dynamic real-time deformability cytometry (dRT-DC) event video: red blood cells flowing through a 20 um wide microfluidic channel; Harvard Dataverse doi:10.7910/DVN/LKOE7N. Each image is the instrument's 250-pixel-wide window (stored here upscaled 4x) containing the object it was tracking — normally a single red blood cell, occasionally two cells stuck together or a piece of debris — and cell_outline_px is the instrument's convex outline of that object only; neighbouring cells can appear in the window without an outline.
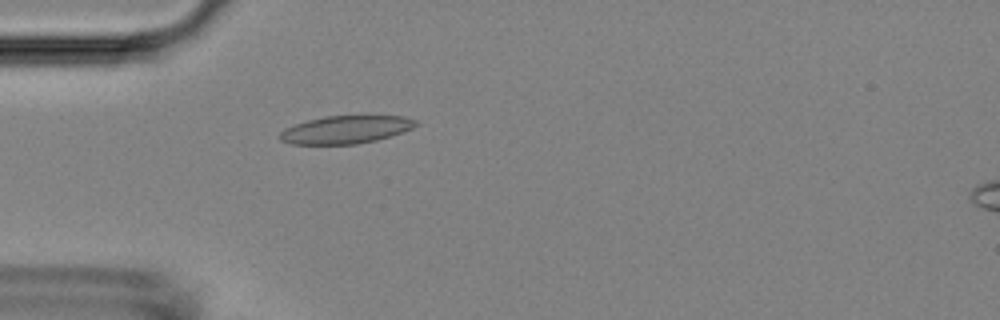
{"species": "Egyptian fruit bat (a non-hibernating species)", "species_latin": "Rousettus aegyptiacus", "temperature_condition": "room temperature", "stored_images_in_passage": 1, "camera_frame_rate_fps": 3000, "um_per_image_px": 0.085, "animal": {"sex": "female"}, "frame": {"image": 1, "passage_image": 1, "time_ms": 0.0, "image_size_px": [1000, 320], "cell_outline_px": [[420, 124], [404, 132], [376, 140], [356, 144], [292, 144], [280, 140], [276, 136], [284, 128], [308, 120], [324, 116], [404, 116], [416, 120]], "centroid_in_image_um": [29.38, 11.02], "position_along_channel_um": 55.6, "area_um2": 22.14}}